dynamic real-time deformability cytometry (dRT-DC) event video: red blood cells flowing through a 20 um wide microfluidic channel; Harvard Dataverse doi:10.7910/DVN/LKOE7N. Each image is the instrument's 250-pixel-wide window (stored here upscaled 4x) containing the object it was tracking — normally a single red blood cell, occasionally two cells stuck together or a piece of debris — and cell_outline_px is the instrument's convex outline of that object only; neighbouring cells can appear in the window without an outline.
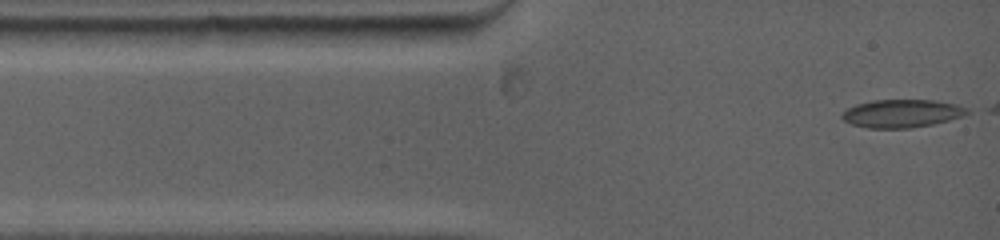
{"species": "common noctule bat (a hibernating species)", "species_latin": "Nyctalus noctula", "temperature_condition": "warm", "stored_images_in_passage": 20, "camera_frame_rate_fps": 5000, "um_per_image_px": 0.085, "animal": {"sex": "female", "body_mass_g": 19.0, "forearm_length_mm": 53.3}, "frame": {"image": 1, "passage_image": 1, "time_ms": 0.0, "image_size_px": [1000, 240], "cell_outline_px": [[972, 112], [964, 116], [932, 124], [912, 128], [868, 128], [852, 124], [844, 120], [840, 116], [848, 108], [856, 104], [872, 100], [936, 100], [956, 104], [968, 108]], "centroid_in_image_um": [76.69, 9.64], "position_along_channel_um": 8.3, "area_um2": 20.52}}
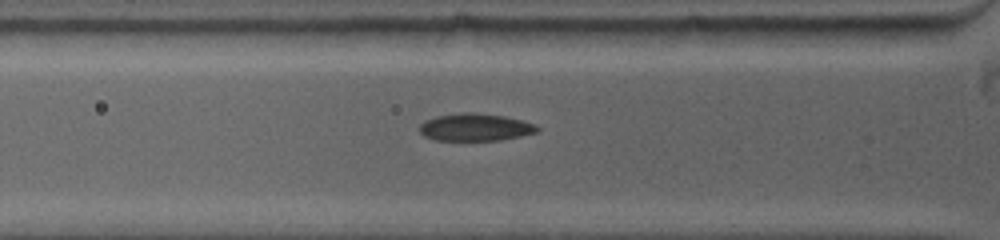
{"frame": {"image": 2, "passage_image": 13, "time_ms": 3.0, "image_size_px": [1000, 240], "cell_outline_px": [[540, 132], [500, 140], [436, 140], [424, 136], [420, 132], [420, 124], [424, 120], [436, 116], [464, 112], [476, 112], [504, 116], [536, 124], [540, 128]], "centroid_in_image_um": [40.41, 10.81], "position_along_channel_um": 85.4, "area_um2": 18.9}}
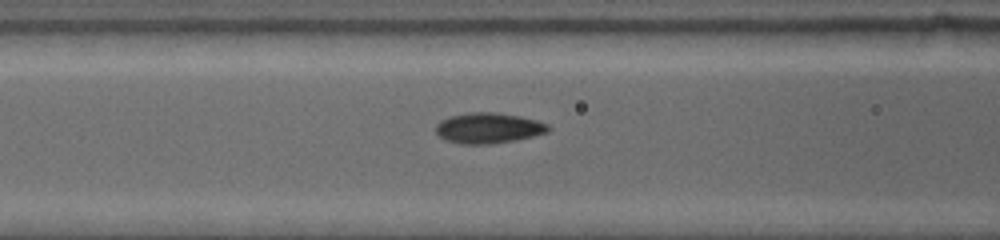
{"frame": {"image": 3, "passage_image": 17, "time_ms": 4.0, "image_size_px": [1000, 240], "cell_outline_px": [[552, 128], [548, 132], [516, 140], [492, 144], [460, 144], [444, 140], [436, 132], [436, 124], [440, 120], [448, 116], [468, 112], [496, 112], [520, 116], [536, 120], [548, 124]], "centroid_in_image_um": [41.5, 10.88], "position_along_channel_um": 125.1, "area_um2": 20.29}}